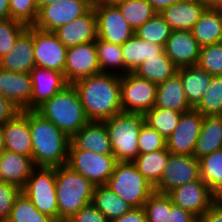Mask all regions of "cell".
Returning <instances> with one entry per match:
<instances>
[{
  "label": "cell",
  "mask_w": 222,
  "mask_h": 222,
  "mask_svg": "<svg viewBox=\"0 0 222 222\" xmlns=\"http://www.w3.org/2000/svg\"><path fill=\"white\" fill-rule=\"evenodd\" d=\"M121 76L99 73L73 84L89 121L103 122L122 111Z\"/></svg>",
  "instance_id": "1"
},
{
  "label": "cell",
  "mask_w": 222,
  "mask_h": 222,
  "mask_svg": "<svg viewBox=\"0 0 222 222\" xmlns=\"http://www.w3.org/2000/svg\"><path fill=\"white\" fill-rule=\"evenodd\" d=\"M32 161L35 167L67 164L70 137L36 110H29Z\"/></svg>",
  "instance_id": "2"
},
{
  "label": "cell",
  "mask_w": 222,
  "mask_h": 222,
  "mask_svg": "<svg viewBox=\"0 0 222 222\" xmlns=\"http://www.w3.org/2000/svg\"><path fill=\"white\" fill-rule=\"evenodd\" d=\"M36 111L70 138L89 122L73 84L46 100Z\"/></svg>",
  "instance_id": "3"
},
{
  "label": "cell",
  "mask_w": 222,
  "mask_h": 222,
  "mask_svg": "<svg viewBox=\"0 0 222 222\" xmlns=\"http://www.w3.org/2000/svg\"><path fill=\"white\" fill-rule=\"evenodd\" d=\"M58 222L70 220L82 207L92 203L94 185L69 166L56 167Z\"/></svg>",
  "instance_id": "4"
},
{
  "label": "cell",
  "mask_w": 222,
  "mask_h": 222,
  "mask_svg": "<svg viewBox=\"0 0 222 222\" xmlns=\"http://www.w3.org/2000/svg\"><path fill=\"white\" fill-rule=\"evenodd\" d=\"M103 122L116 160L132 162L139 154L138 137L144 124L143 114L121 112Z\"/></svg>",
  "instance_id": "5"
},
{
  "label": "cell",
  "mask_w": 222,
  "mask_h": 222,
  "mask_svg": "<svg viewBox=\"0 0 222 222\" xmlns=\"http://www.w3.org/2000/svg\"><path fill=\"white\" fill-rule=\"evenodd\" d=\"M106 187L133 208H141L155 192L150 182L138 171L133 162H117Z\"/></svg>",
  "instance_id": "6"
},
{
  "label": "cell",
  "mask_w": 222,
  "mask_h": 222,
  "mask_svg": "<svg viewBox=\"0 0 222 222\" xmlns=\"http://www.w3.org/2000/svg\"><path fill=\"white\" fill-rule=\"evenodd\" d=\"M56 167H35L21 189L37 210L58 222Z\"/></svg>",
  "instance_id": "7"
},
{
  "label": "cell",
  "mask_w": 222,
  "mask_h": 222,
  "mask_svg": "<svg viewBox=\"0 0 222 222\" xmlns=\"http://www.w3.org/2000/svg\"><path fill=\"white\" fill-rule=\"evenodd\" d=\"M117 160L114 155H100L76 149L71 143L67 166L88 179L94 186L105 185L112 176Z\"/></svg>",
  "instance_id": "8"
},
{
  "label": "cell",
  "mask_w": 222,
  "mask_h": 222,
  "mask_svg": "<svg viewBox=\"0 0 222 222\" xmlns=\"http://www.w3.org/2000/svg\"><path fill=\"white\" fill-rule=\"evenodd\" d=\"M157 84L138 77L133 72L121 76V108L126 113H140L152 109L156 101Z\"/></svg>",
  "instance_id": "9"
},
{
  "label": "cell",
  "mask_w": 222,
  "mask_h": 222,
  "mask_svg": "<svg viewBox=\"0 0 222 222\" xmlns=\"http://www.w3.org/2000/svg\"><path fill=\"white\" fill-rule=\"evenodd\" d=\"M94 0H63L41 7L34 27L54 32L59 27L86 14L93 7Z\"/></svg>",
  "instance_id": "10"
},
{
  "label": "cell",
  "mask_w": 222,
  "mask_h": 222,
  "mask_svg": "<svg viewBox=\"0 0 222 222\" xmlns=\"http://www.w3.org/2000/svg\"><path fill=\"white\" fill-rule=\"evenodd\" d=\"M97 21V38L122 45L135 31L115 4L93 3Z\"/></svg>",
  "instance_id": "11"
},
{
  "label": "cell",
  "mask_w": 222,
  "mask_h": 222,
  "mask_svg": "<svg viewBox=\"0 0 222 222\" xmlns=\"http://www.w3.org/2000/svg\"><path fill=\"white\" fill-rule=\"evenodd\" d=\"M200 178L199 160L189 155L170 154L160 181L154 191L167 194L169 191Z\"/></svg>",
  "instance_id": "12"
},
{
  "label": "cell",
  "mask_w": 222,
  "mask_h": 222,
  "mask_svg": "<svg viewBox=\"0 0 222 222\" xmlns=\"http://www.w3.org/2000/svg\"><path fill=\"white\" fill-rule=\"evenodd\" d=\"M203 117L204 116L194 108L182 113L178 126L166 139V149L174 155L194 156Z\"/></svg>",
  "instance_id": "13"
},
{
  "label": "cell",
  "mask_w": 222,
  "mask_h": 222,
  "mask_svg": "<svg viewBox=\"0 0 222 222\" xmlns=\"http://www.w3.org/2000/svg\"><path fill=\"white\" fill-rule=\"evenodd\" d=\"M33 41L36 67L53 69L64 74L67 47L59 41L56 34L33 26Z\"/></svg>",
  "instance_id": "14"
},
{
  "label": "cell",
  "mask_w": 222,
  "mask_h": 222,
  "mask_svg": "<svg viewBox=\"0 0 222 222\" xmlns=\"http://www.w3.org/2000/svg\"><path fill=\"white\" fill-rule=\"evenodd\" d=\"M99 73L101 71L94 42L67 48L64 76L68 84Z\"/></svg>",
  "instance_id": "15"
},
{
  "label": "cell",
  "mask_w": 222,
  "mask_h": 222,
  "mask_svg": "<svg viewBox=\"0 0 222 222\" xmlns=\"http://www.w3.org/2000/svg\"><path fill=\"white\" fill-rule=\"evenodd\" d=\"M167 195L172 203L201 217L213 204V191L199 178L174 188Z\"/></svg>",
  "instance_id": "16"
},
{
  "label": "cell",
  "mask_w": 222,
  "mask_h": 222,
  "mask_svg": "<svg viewBox=\"0 0 222 222\" xmlns=\"http://www.w3.org/2000/svg\"><path fill=\"white\" fill-rule=\"evenodd\" d=\"M0 95L10 100L21 111L32 110L31 75L0 68Z\"/></svg>",
  "instance_id": "17"
},
{
  "label": "cell",
  "mask_w": 222,
  "mask_h": 222,
  "mask_svg": "<svg viewBox=\"0 0 222 222\" xmlns=\"http://www.w3.org/2000/svg\"><path fill=\"white\" fill-rule=\"evenodd\" d=\"M35 67L33 26H28L19 35L10 52L0 59V68L30 74Z\"/></svg>",
  "instance_id": "18"
},
{
  "label": "cell",
  "mask_w": 222,
  "mask_h": 222,
  "mask_svg": "<svg viewBox=\"0 0 222 222\" xmlns=\"http://www.w3.org/2000/svg\"><path fill=\"white\" fill-rule=\"evenodd\" d=\"M200 50L201 46L188 30L172 31L164 47L165 54L178 68L196 65Z\"/></svg>",
  "instance_id": "19"
},
{
  "label": "cell",
  "mask_w": 222,
  "mask_h": 222,
  "mask_svg": "<svg viewBox=\"0 0 222 222\" xmlns=\"http://www.w3.org/2000/svg\"><path fill=\"white\" fill-rule=\"evenodd\" d=\"M5 150L32 158V137L29 126V110L19 112L2 125Z\"/></svg>",
  "instance_id": "20"
},
{
  "label": "cell",
  "mask_w": 222,
  "mask_h": 222,
  "mask_svg": "<svg viewBox=\"0 0 222 222\" xmlns=\"http://www.w3.org/2000/svg\"><path fill=\"white\" fill-rule=\"evenodd\" d=\"M65 47L77 46L97 39V21L94 7L86 14L54 31Z\"/></svg>",
  "instance_id": "21"
},
{
  "label": "cell",
  "mask_w": 222,
  "mask_h": 222,
  "mask_svg": "<svg viewBox=\"0 0 222 222\" xmlns=\"http://www.w3.org/2000/svg\"><path fill=\"white\" fill-rule=\"evenodd\" d=\"M30 75L32 78V110H36L46 100L51 99L69 85L64 74L57 70L35 67Z\"/></svg>",
  "instance_id": "22"
},
{
  "label": "cell",
  "mask_w": 222,
  "mask_h": 222,
  "mask_svg": "<svg viewBox=\"0 0 222 222\" xmlns=\"http://www.w3.org/2000/svg\"><path fill=\"white\" fill-rule=\"evenodd\" d=\"M70 143L79 150L100 155H113L111 141L104 122L89 121L70 138Z\"/></svg>",
  "instance_id": "23"
},
{
  "label": "cell",
  "mask_w": 222,
  "mask_h": 222,
  "mask_svg": "<svg viewBox=\"0 0 222 222\" xmlns=\"http://www.w3.org/2000/svg\"><path fill=\"white\" fill-rule=\"evenodd\" d=\"M207 6L197 0H181L163 9L159 14L172 31H191Z\"/></svg>",
  "instance_id": "24"
},
{
  "label": "cell",
  "mask_w": 222,
  "mask_h": 222,
  "mask_svg": "<svg viewBox=\"0 0 222 222\" xmlns=\"http://www.w3.org/2000/svg\"><path fill=\"white\" fill-rule=\"evenodd\" d=\"M191 32L201 47L222 42V7L207 6Z\"/></svg>",
  "instance_id": "25"
},
{
  "label": "cell",
  "mask_w": 222,
  "mask_h": 222,
  "mask_svg": "<svg viewBox=\"0 0 222 222\" xmlns=\"http://www.w3.org/2000/svg\"><path fill=\"white\" fill-rule=\"evenodd\" d=\"M35 168L32 158L4 151L0 155V178L5 183L23 188Z\"/></svg>",
  "instance_id": "26"
},
{
  "label": "cell",
  "mask_w": 222,
  "mask_h": 222,
  "mask_svg": "<svg viewBox=\"0 0 222 222\" xmlns=\"http://www.w3.org/2000/svg\"><path fill=\"white\" fill-rule=\"evenodd\" d=\"M154 107L171 109L180 113L193 109L186 99L178 73L157 85Z\"/></svg>",
  "instance_id": "27"
},
{
  "label": "cell",
  "mask_w": 222,
  "mask_h": 222,
  "mask_svg": "<svg viewBox=\"0 0 222 222\" xmlns=\"http://www.w3.org/2000/svg\"><path fill=\"white\" fill-rule=\"evenodd\" d=\"M121 49L126 73L134 72L145 60L164 53L163 46L144 41L135 34L121 45Z\"/></svg>",
  "instance_id": "28"
},
{
  "label": "cell",
  "mask_w": 222,
  "mask_h": 222,
  "mask_svg": "<svg viewBox=\"0 0 222 222\" xmlns=\"http://www.w3.org/2000/svg\"><path fill=\"white\" fill-rule=\"evenodd\" d=\"M184 93L188 103L194 108L205 94L212 75L197 65L178 68Z\"/></svg>",
  "instance_id": "29"
},
{
  "label": "cell",
  "mask_w": 222,
  "mask_h": 222,
  "mask_svg": "<svg viewBox=\"0 0 222 222\" xmlns=\"http://www.w3.org/2000/svg\"><path fill=\"white\" fill-rule=\"evenodd\" d=\"M222 149V116H204L194 157L199 159Z\"/></svg>",
  "instance_id": "30"
},
{
  "label": "cell",
  "mask_w": 222,
  "mask_h": 222,
  "mask_svg": "<svg viewBox=\"0 0 222 222\" xmlns=\"http://www.w3.org/2000/svg\"><path fill=\"white\" fill-rule=\"evenodd\" d=\"M92 204L111 222L133 209L105 185L94 187Z\"/></svg>",
  "instance_id": "31"
},
{
  "label": "cell",
  "mask_w": 222,
  "mask_h": 222,
  "mask_svg": "<svg viewBox=\"0 0 222 222\" xmlns=\"http://www.w3.org/2000/svg\"><path fill=\"white\" fill-rule=\"evenodd\" d=\"M177 71L178 67L164 52L159 57L145 60L133 73L158 85L174 76Z\"/></svg>",
  "instance_id": "32"
},
{
  "label": "cell",
  "mask_w": 222,
  "mask_h": 222,
  "mask_svg": "<svg viewBox=\"0 0 222 222\" xmlns=\"http://www.w3.org/2000/svg\"><path fill=\"white\" fill-rule=\"evenodd\" d=\"M101 73L122 76L126 74L121 45L113 44L99 38L94 42Z\"/></svg>",
  "instance_id": "33"
},
{
  "label": "cell",
  "mask_w": 222,
  "mask_h": 222,
  "mask_svg": "<svg viewBox=\"0 0 222 222\" xmlns=\"http://www.w3.org/2000/svg\"><path fill=\"white\" fill-rule=\"evenodd\" d=\"M170 154L165 148L151 153L138 154L132 162L154 187L160 181Z\"/></svg>",
  "instance_id": "34"
},
{
  "label": "cell",
  "mask_w": 222,
  "mask_h": 222,
  "mask_svg": "<svg viewBox=\"0 0 222 222\" xmlns=\"http://www.w3.org/2000/svg\"><path fill=\"white\" fill-rule=\"evenodd\" d=\"M116 5L134 31L157 14L148 0H124Z\"/></svg>",
  "instance_id": "35"
},
{
  "label": "cell",
  "mask_w": 222,
  "mask_h": 222,
  "mask_svg": "<svg viewBox=\"0 0 222 222\" xmlns=\"http://www.w3.org/2000/svg\"><path fill=\"white\" fill-rule=\"evenodd\" d=\"M181 114L175 110L153 107L143 114L144 123L167 139L178 126Z\"/></svg>",
  "instance_id": "36"
},
{
  "label": "cell",
  "mask_w": 222,
  "mask_h": 222,
  "mask_svg": "<svg viewBox=\"0 0 222 222\" xmlns=\"http://www.w3.org/2000/svg\"><path fill=\"white\" fill-rule=\"evenodd\" d=\"M203 116H222V75H214L200 102L194 107Z\"/></svg>",
  "instance_id": "37"
},
{
  "label": "cell",
  "mask_w": 222,
  "mask_h": 222,
  "mask_svg": "<svg viewBox=\"0 0 222 222\" xmlns=\"http://www.w3.org/2000/svg\"><path fill=\"white\" fill-rule=\"evenodd\" d=\"M8 222H56L37 210L32 201L21 192L15 199Z\"/></svg>",
  "instance_id": "38"
},
{
  "label": "cell",
  "mask_w": 222,
  "mask_h": 222,
  "mask_svg": "<svg viewBox=\"0 0 222 222\" xmlns=\"http://www.w3.org/2000/svg\"><path fill=\"white\" fill-rule=\"evenodd\" d=\"M172 32L171 27L163 17L157 13L145 24L135 31V35L144 41L165 47V44Z\"/></svg>",
  "instance_id": "39"
},
{
  "label": "cell",
  "mask_w": 222,
  "mask_h": 222,
  "mask_svg": "<svg viewBox=\"0 0 222 222\" xmlns=\"http://www.w3.org/2000/svg\"><path fill=\"white\" fill-rule=\"evenodd\" d=\"M198 160L200 178L214 191L222 184V149L205 155Z\"/></svg>",
  "instance_id": "40"
},
{
  "label": "cell",
  "mask_w": 222,
  "mask_h": 222,
  "mask_svg": "<svg viewBox=\"0 0 222 222\" xmlns=\"http://www.w3.org/2000/svg\"><path fill=\"white\" fill-rule=\"evenodd\" d=\"M142 208L147 222H168L171 199L167 194L154 192Z\"/></svg>",
  "instance_id": "41"
},
{
  "label": "cell",
  "mask_w": 222,
  "mask_h": 222,
  "mask_svg": "<svg viewBox=\"0 0 222 222\" xmlns=\"http://www.w3.org/2000/svg\"><path fill=\"white\" fill-rule=\"evenodd\" d=\"M210 75H222V42L201 47L196 64Z\"/></svg>",
  "instance_id": "42"
},
{
  "label": "cell",
  "mask_w": 222,
  "mask_h": 222,
  "mask_svg": "<svg viewBox=\"0 0 222 222\" xmlns=\"http://www.w3.org/2000/svg\"><path fill=\"white\" fill-rule=\"evenodd\" d=\"M28 26L12 18L0 19V59L14 47L19 35Z\"/></svg>",
  "instance_id": "43"
},
{
  "label": "cell",
  "mask_w": 222,
  "mask_h": 222,
  "mask_svg": "<svg viewBox=\"0 0 222 222\" xmlns=\"http://www.w3.org/2000/svg\"><path fill=\"white\" fill-rule=\"evenodd\" d=\"M10 18L33 26L38 17L36 0H9Z\"/></svg>",
  "instance_id": "44"
},
{
  "label": "cell",
  "mask_w": 222,
  "mask_h": 222,
  "mask_svg": "<svg viewBox=\"0 0 222 222\" xmlns=\"http://www.w3.org/2000/svg\"><path fill=\"white\" fill-rule=\"evenodd\" d=\"M166 148V139L154 128L143 124L138 137L139 154H146Z\"/></svg>",
  "instance_id": "45"
},
{
  "label": "cell",
  "mask_w": 222,
  "mask_h": 222,
  "mask_svg": "<svg viewBox=\"0 0 222 222\" xmlns=\"http://www.w3.org/2000/svg\"><path fill=\"white\" fill-rule=\"evenodd\" d=\"M21 193V188L14 184L0 182V220H7L15 199Z\"/></svg>",
  "instance_id": "46"
},
{
  "label": "cell",
  "mask_w": 222,
  "mask_h": 222,
  "mask_svg": "<svg viewBox=\"0 0 222 222\" xmlns=\"http://www.w3.org/2000/svg\"><path fill=\"white\" fill-rule=\"evenodd\" d=\"M70 222H110L92 203L82 207Z\"/></svg>",
  "instance_id": "47"
},
{
  "label": "cell",
  "mask_w": 222,
  "mask_h": 222,
  "mask_svg": "<svg viewBox=\"0 0 222 222\" xmlns=\"http://www.w3.org/2000/svg\"><path fill=\"white\" fill-rule=\"evenodd\" d=\"M19 112H21V110L18 109V107L0 95V125L12 120Z\"/></svg>",
  "instance_id": "48"
},
{
  "label": "cell",
  "mask_w": 222,
  "mask_h": 222,
  "mask_svg": "<svg viewBox=\"0 0 222 222\" xmlns=\"http://www.w3.org/2000/svg\"><path fill=\"white\" fill-rule=\"evenodd\" d=\"M168 222H198V217L193 213L174 205L171 201V210Z\"/></svg>",
  "instance_id": "49"
},
{
  "label": "cell",
  "mask_w": 222,
  "mask_h": 222,
  "mask_svg": "<svg viewBox=\"0 0 222 222\" xmlns=\"http://www.w3.org/2000/svg\"><path fill=\"white\" fill-rule=\"evenodd\" d=\"M111 222H147L143 208H133Z\"/></svg>",
  "instance_id": "50"
},
{
  "label": "cell",
  "mask_w": 222,
  "mask_h": 222,
  "mask_svg": "<svg viewBox=\"0 0 222 222\" xmlns=\"http://www.w3.org/2000/svg\"><path fill=\"white\" fill-rule=\"evenodd\" d=\"M198 222H222V207L212 204L209 209L198 218Z\"/></svg>",
  "instance_id": "51"
},
{
  "label": "cell",
  "mask_w": 222,
  "mask_h": 222,
  "mask_svg": "<svg viewBox=\"0 0 222 222\" xmlns=\"http://www.w3.org/2000/svg\"><path fill=\"white\" fill-rule=\"evenodd\" d=\"M157 13L181 0H148Z\"/></svg>",
  "instance_id": "52"
},
{
  "label": "cell",
  "mask_w": 222,
  "mask_h": 222,
  "mask_svg": "<svg viewBox=\"0 0 222 222\" xmlns=\"http://www.w3.org/2000/svg\"><path fill=\"white\" fill-rule=\"evenodd\" d=\"M10 18L9 0H0V19Z\"/></svg>",
  "instance_id": "53"
},
{
  "label": "cell",
  "mask_w": 222,
  "mask_h": 222,
  "mask_svg": "<svg viewBox=\"0 0 222 222\" xmlns=\"http://www.w3.org/2000/svg\"><path fill=\"white\" fill-rule=\"evenodd\" d=\"M213 204L222 207V184L213 191Z\"/></svg>",
  "instance_id": "54"
},
{
  "label": "cell",
  "mask_w": 222,
  "mask_h": 222,
  "mask_svg": "<svg viewBox=\"0 0 222 222\" xmlns=\"http://www.w3.org/2000/svg\"><path fill=\"white\" fill-rule=\"evenodd\" d=\"M59 1H63V0H36V4H37L38 9H40L41 7H44L49 4L57 3Z\"/></svg>",
  "instance_id": "55"
},
{
  "label": "cell",
  "mask_w": 222,
  "mask_h": 222,
  "mask_svg": "<svg viewBox=\"0 0 222 222\" xmlns=\"http://www.w3.org/2000/svg\"><path fill=\"white\" fill-rule=\"evenodd\" d=\"M206 6H220L221 5V0H197Z\"/></svg>",
  "instance_id": "56"
},
{
  "label": "cell",
  "mask_w": 222,
  "mask_h": 222,
  "mask_svg": "<svg viewBox=\"0 0 222 222\" xmlns=\"http://www.w3.org/2000/svg\"><path fill=\"white\" fill-rule=\"evenodd\" d=\"M5 151L2 125H0V155Z\"/></svg>",
  "instance_id": "57"
},
{
  "label": "cell",
  "mask_w": 222,
  "mask_h": 222,
  "mask_svg": "<svg viewBox=\"0 0 222 222\" xmlns=\"http://www.w3.org/2000/svg\"><path fill=\"white\" fill-rule=\"evenodd\" d=\"M124 0H94V3H104V4H117Z\"/></svg>",
  "instance_id": "58"
},
{
  "label": "cell",
  "mask_w": 222,
  "mask_h": 222,
  "mask_svg": "<svg viewBox=\"0 0 222 222\" xmlns=\"http://www.w3.org/2000/svg\"><path fill=\"white\" fill-rule=\"evenodd\" d=\"M59 222H70L69 220H60Z\"/></svg>",
  "instance_id": "59"
}]
</instances>
